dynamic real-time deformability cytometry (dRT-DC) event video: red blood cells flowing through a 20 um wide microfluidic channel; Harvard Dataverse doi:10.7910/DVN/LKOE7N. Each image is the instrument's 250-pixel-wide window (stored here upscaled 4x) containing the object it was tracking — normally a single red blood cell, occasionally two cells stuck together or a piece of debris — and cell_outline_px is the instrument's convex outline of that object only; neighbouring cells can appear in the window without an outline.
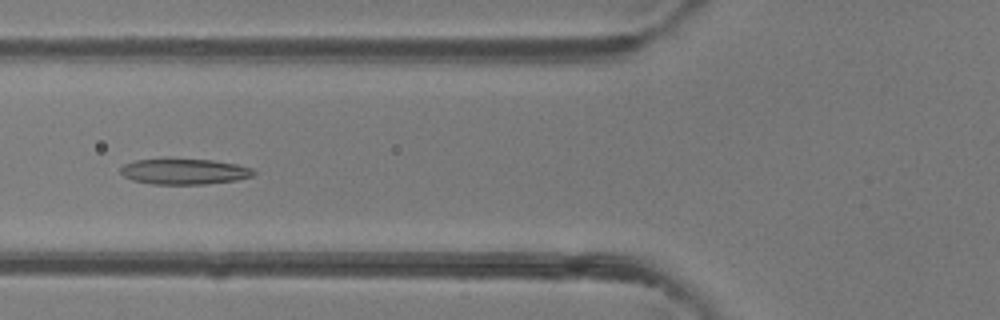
{"species": "common noctule bat (a hibernating species)", "species_latin": "Nyctalus noctula", "temperature_condition": "room temperature", "stored_images_in_passage": 46, "camera_frame_rate_fps": 3000, "um_per_image_px": 0.085, "animal": {"sex": "female"}, "frame": {"image": 1, "passage_image": 17, "time_ms": 5.333, "image_size_px": [1000, 320], "cell_outline_px": [[256, 172], [252, 176], [236, 180], [204, 184], [152, 184], [132, 180], [124, 176], [120, 172], [120, 168], [124, 164], [136, 160], [168, 156], [212, 160], [236, 164], [252, 168]], "centroid_in_image_um": [15.61, 14.53], "position_along_channel_um": 110.2, "area_um2": 20.63}}
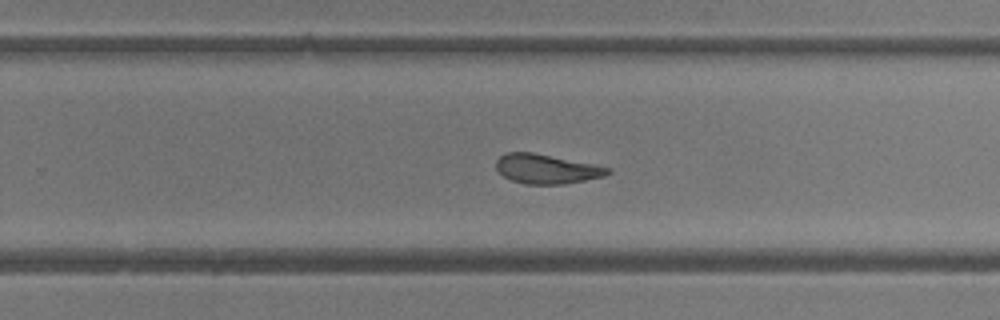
{"frame": {"image": 2, "passage_image": 29, "time_ms": 9.333, "image_size_px": [1000, 320], "cell_outline_px": [[612, 172], [604, 176], [564, 184], [524, 184], [512, 180], [504, 176], [496, 168], [496, 160], [504, 152], [532, 152], [612, 168]], "centroid_in_image_um": [46.44, 14.36], "position_along_channel_um": 283.4, "area_um2": 19.02}}
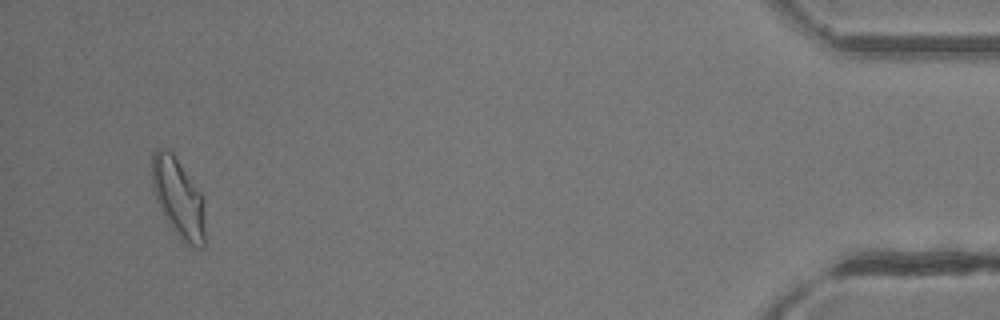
{"frame": {"image": 3, "passage_image": 44, "time_ms": 14.333, "image_size_px": [1000, 320], "cell_outline_px": [[204, 248], [196, 248], [188, 244], [180, 236], [160, 208], [156, 200], [152, 184], [152, 152], [156, 148], [164, 148], [172, 152], [200, 192], [204, 200]], "centroid_in_image_um": [15.16, 16.77], "position_along_channel_um": 420.0, "area_um2": 23.93}, "authors_computed_cell_mechanics": {"area_um2": 20.8658, "velocity_mm_per_s": 4.3366, "shape_relaxation_time_tau1_ms": 3.5662, "shape_relaxation_time_tau2_ms": 1.8244, "deformation_change_tau1": 0.1376, "deformation_change_tau2": 0.1003}}